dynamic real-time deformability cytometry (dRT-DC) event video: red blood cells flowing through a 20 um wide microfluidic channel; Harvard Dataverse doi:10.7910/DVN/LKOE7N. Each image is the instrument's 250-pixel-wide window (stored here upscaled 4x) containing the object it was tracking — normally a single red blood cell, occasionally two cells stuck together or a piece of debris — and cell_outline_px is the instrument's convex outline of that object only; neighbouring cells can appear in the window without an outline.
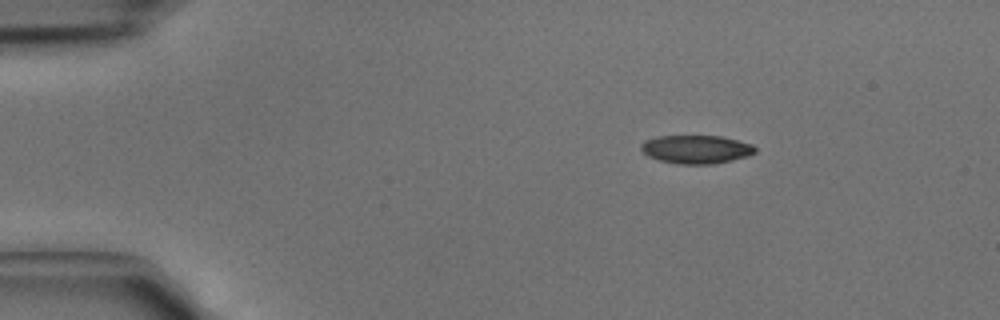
{"species": "common noctule bat (a hibernating species)", "species_latin": "Nyctalus noctula", "temperature_condition": "cold", "stored_images_in_passage": 37, "camera_frame_rate_fps": 3000, "um_per_image_px": 0.085, "animal": {"sex": "male", "body_mass_g": 15.6}, "frame": {"image": 1, "passage_image": 1, "time_ms": 0.0, "image_size_px": [1000, 320], "cell_outline_px": [[756, 152], [748, 156], [732, 160], [712, 164], [676, 164], [660, 160], [648, 156], [640, 148], [640, 144], [644, 140], [656, 136], [720, 136], [752, 144], [756, 148]], "centroid_in_image_um": [59.16, 12.69], "position_along_channel_um": 25.8, "area_um2": 18.9}}
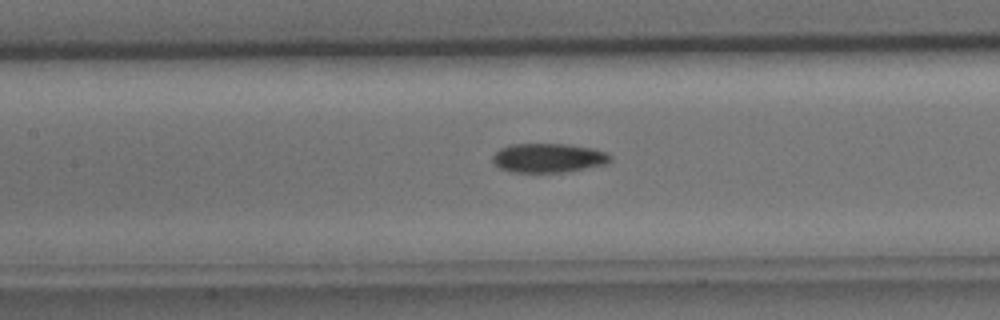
{"frame": {"image": 2, "passage_image": 14, "time_ms": 4.333, "image_size_px": [1000, 320], "cell_outline_px": [[612, 160], [608, 164], [560, 172], [512, 172], [500, 168], [492, 164], [492, 156], [500, 148], [512, 144], [568, 144], [592, 148], [608, 152], [612, 156]], "centroid_in_image_um": [46.62, 13.42], "position_along_channel_um": 160.8, "area_um2": 20.11}}
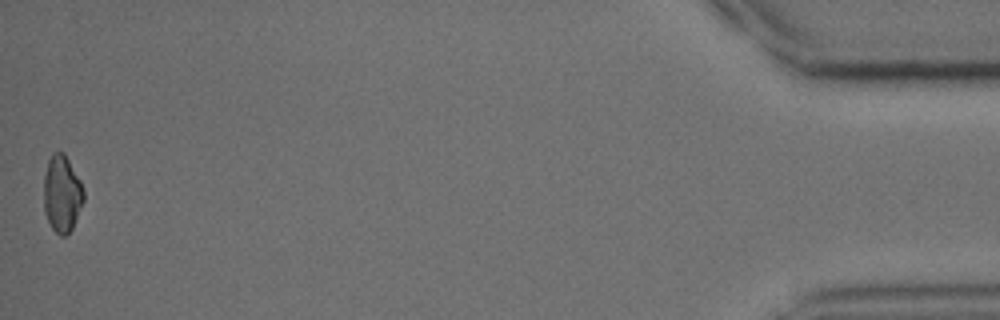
{"frame": {"image": 3, "passage_image": 37, "time_ms": 12.0, "image_size_px": [1000, 320], "cell_outline_px": [[84, 200], [72, 228], [64, 236], [60, 236], [52, 228], [44, 212], [44, 176], [48, 160], [52, 152], [64, 152], [80, 180], [84, 192]], "centroid_in_image_um": [5.26, 16.45], "position_along_channel_um": 429.9, "area_um2": 17.8}}